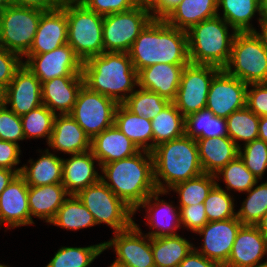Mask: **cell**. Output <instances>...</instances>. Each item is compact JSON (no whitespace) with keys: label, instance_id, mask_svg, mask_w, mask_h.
Wrapping results in <instances>:
<instances>
[{"label":"cell","instance_id":"6da1fadb","mask_svg":"<svg viewBox=\"0 0 267 267\" xmlns=\"http://www.w3.org/2000/svg\"><path fill=\"white\" fill-rule=\"evenodd\" d=\"M137 72L153 64L187 65V32L153 19L139 34L128 52Z\"/></svg>","mask_w":267,"mask_h":267},{"label":"cell","instance_id":"7a4b0ae2","mask_svg":"<svg viewBox=\"0 0 267 267\" xmlns=\"http://www.w3.org/2000/svg\"><path fill=\"white\" fill-rule=\"evenodd\" d=\"M100 169L104 174L100 179L134 213L150 194L157 191L150 151L140 150L133 156L101 165Z\"/></svg>","mask_w":267,"mask_h":267},{"label":"cell","instance_id":"3957f363","mask_svg":"<svg viewBox=\"0 0 267 267\" xmlns=\"http://www.w3.org/2000/svg\"><path fill=\"white\" fill-rule=\"evenodd\" d=\"M84 85L122 104L138 87V72L128 53L103 52L83 62Z\"/></svg>","mask_w":267,"mask_h":267},{"label":"cell","instance_id":"277c9868","mask_svg":"<svg viewBox=\"0 0 267 267\" xmlns=\"http://www.w3.org/2000/svg\"><path fill=\"white\" fill-rule=\"evenodd\" d=\"M151 153L158 191L169 192L174 185L203 173L196 140L186 135L157 145Z\"/></svg>","mask_w":267,"mask_h":267},{"label":"cell","instance_id":"5b68a950","mask_svg":"<svg viewBox=\"0 0 267 267\" xmlns=\"http://www.w3.org/2000/svg\"><path fill=\"white\" fill-rule=\"evenodd\" d=\"M218 14L191 27L187 32L189 62L224 69L231 56L236 31Z\"/></svg>","mask_w":267,"mask_h":267},{"label":"cell","instance_id":"8992f818","mask_svg":"<svg viewBox=\"0 0 267 267\" xmlns=\"http://www.w3.org/2000/svg\"><path fill=\"white\" fill-rule=\"evenodd\" d=\"M68 30L67 44L82 62L104 52V16L87 9L81 2L65 3Z\"/></svg>","mask_w":267,"mask_h":267},{"label":"cell","instance_id":"52a82bcc","mask_svg":"<svg viewBox=\"0 0 267 267\" xmlns=\"http://www.w3.org/2000/svg\"><path fill=\"white\" fill-rule=\"evenodd\" d=\"M224 70L246 84L267 83V50L254 32H237Z\"/></svg>","mask_w":267,"mask_h":267},{"label":"cell","instance_id":"ba28073f","mask_svg":"<svg viewBox=\"0 0 267 267\" xmlns=\"http://www.w3.org/2000/svg\"><path fill=\"white\" fill-rule=\"evenodd\" d=\"M77 197L92 213L96 225L105 223L114 232L129 228L135 221L134 211L128 207L113 191L100 179L98 182L81 190Z\"/></svg>","mask_w":267,"mask_h":267},{"label":"cell","instance_id":"9c48e42d","mask_svg":"<svg viewBox=\"0 0 267 267\" xmlns=\"http://www.w3.org/2000/svg\"><path fill=\"white\" fill-rule=\"evenodd\" d=\"M43 11L9 5L0 13V47L23 58L30 50Z\"/></svg>","mask_w":267,"mask_h":267},{"label":"cell","instance_id":"30bf717a","mask_svg":"<svg viewBox=\"0 0 267 267\" xmlns=\"http://www.w3.org/2000/svg\"><path fill=\"white\" fill-rule=\"evenodd\" d=\"M153 19L150 9L141 5L105 15L102 29L104 52L128 53L135 39Z\"/></svg>","mask_w":267,"mask_h":267},{"label":"cell","instance_id":"8fae6325","mask_svg":"<svg viewBox=\"0 0 267 267\" xmlns=\"http://www.w3.org/2000/svg\"><path fill=\"white\" fill-rule=\"evenodd\" d=\"M118 105L113 99L83 85L69 115L75 119L92 140L106 128L114 125Z\"/></svg>","mask_w":267,"mask_h":267},{"label":"cell","instance_id":"7c38bea8","mask_svg":"<svg viewBox=\"0 0 267 267\" xmlns=\"http://www.w3.org/2000/svg\"><path fill=\"white\" fill-rule=\"evenodd\" d=\"M221 69L211 65L188 63L183 68L173 103L184 117L206 108L210 83Z\"/></svg>","mask_w":267,"mask_h":267},{"label":"cell","instance_id":"4fadbf2b","mask_svg":"<svg viewBox=\"0 0 267 267\" xmlns=\"http://www.w3.org/2000/svg\"><path fill=\"white\" fill-rule=\"evenodd\" d=\"M24 57L27 59L23 64L40 80L41 84L62 76H83V62L68 44L51 52Z\"/></svg>","mask_w":267,"mask_h":267},{"label":"cell","instance_id":"5bb4252c","mask_svg":"<svg viewBox=\"0 0 267 267\" xmlns=\"http://www.w3.org/2000/svg\"><path fill=\"white\" fill-rule=\"evenodd\" d=\"M114 237L106 241L104 250L114 248L116 261L128 267H155L151 250V237L143 235L135 222L127 229L113 232Z\"/></svg>","mask_w":267,"mask_h":267},{"label":"cell","instance_id":"9a60e30c","mask_svg":"<svg viewBox=\"0 0 267 267\" xmlns=\"http://www.w3.org/2000/svg\"><path fill=\"white\" fill-rule=\"evenodd\" d=\"M248 84L221 69L212 79L206 108L215 116L227 118L246 106Z\"/></svg>","mask_w":267,"mask_h":267},{"label":"cell","instance_id":"2e32d148","mask_svg":"<svg viewBox=\"0 0 267 267\" xmlns=\"http://www.w3.org/2000/svg\"><path fill=\"white\" fill-rule=\"evenodd\" d=\"M243 224L237 218L212 221L196 233L203 236V246L196 251L206 258L225 265L228 261L237 233Z\"/></svg>","mask_w":267,"mask_h":267},{"label":"cell","instance_id":"e0dca14e","mask_svg":"<svg viewBox=\"0 0 267 267\" xmlns=\"http://www.w3.org/2000/svg\"><path fill=\"white\" fill-rule=\"evenodd\" d=\"M3 104H10V110L20 117L43 105L42 84L24 64L4 90Z\"/></svg>","mask_w":267,"mask_h":267},{"label":"cell","instance_id":"ac0fdd59","mask_svg":"<svg viewBox=\"0 0 267 267\" xmlns=\"http://www.w3.org/2000/svg\"><path fill=\"white\" fill-rule=\"evenodd\" d=\"M267 255V239L257 225H242L237 233L227 263L224 267H259Z\"/></svg>","mask_w":267,"mask_h":267},{"label":"cell","instance_id":"d6986e66","mask_svg":"<svg viewBox=\"0 0 267 267\" xmlns=\"http://www.w3.org/2000/svg\"><path fill=\"white\" fill-rule=\"evenodd\" d=\"M28 189L25 179L18 174L0 194V226L5 223L8 230L31 225Z\"/></svg>","mask_w":267,"mask_h":267},{"label":"cell","instance_id":"ffe728a7","mask_svg":"<svg viewBox=\"0 0 267 267\" xmlns=\"http://www.w3.org/2000/svg\"><path fill=\"white\" fill-rule=\"evenodd\" d=\"M67 30L68 22L65 13V3L53 10L43 12L33 44L26 55L51 52L67 44Z\"/></svg>","mask_w":267,"mask_h":267},{"label":"cell","instance_id":"44dd1931","mask_svg":"<svg viewBox=\"0 0 267 267\" xmlns=\"http://www.w3.org/2000/svg\"><path fill=\"white\" fill-rule=\"evenodd\" d=\"M167 193L157 190L150 194L137 209L147 208L145 219L148 220L147 223L153 229L147 235L151 238L178 235L176 230L182 227L180 224V210L173 207L174 205L171 203L159 199L160 195H166Z\"/></svg>","mask_w":267,"mask_h":267},{"label":"cell","instance_id":"7402d4cb","mask_svg":"<svg viewBox=\"0 0 267 267\" xmlns=\"http://www.w3.org/2000/svg\"><path fill=\"white\" fill-rule=\"evenodd\" d=\"M84 85L83 76H62L42 83V104L56 115L70 114L78 93Z\"/></svg>","mask_w":267,"mask_h":267},{"label":"cell","instance_id":"603a6c76","mask_svg":"<svg viewBox=\"0 0 267 267\" xmlns=\"http://www.w3.org/2000/svg\"><path fill=\"white\" fill-rule=\"evenodd\" d=\"M62 185L69 195H77L81 190L98 182L100 176L95 169L98 159L89 150L84 153L71 154L69 159H62Z\"/></svg>","mask_w":267,"mask_h":267},{"label":"cell","instance_id":"cb8c5ba5","mask_svg":"<svg viewBox=\"0 0 267 267\" xmlns=\"http://www.w3.org/2000/svg\"><path fill=\"white\" fill-rule=\"evenodd\" d=\"M185 65L153 64L138 72V87L158 93L173 102Z\"/></svg>","mask_w":267,"mask_h":267},{"label":"cell","instance_id":"d4e9b609","mask_svg":"<svg viewBox=\"0 0 267 267\" xmlns=\"http://www.w3.org/2000/svg\"><path fill=\"white\" fill-rule=\"evenodd\" d=\"M53 150L69 155L84 153L91 150V139L69 115L56 114L50 140L47 143Z\"/></svg>","mask_w":267,"mask_h":267},{"label":"cell","instance_id":"484cf974","mask_svg":"<svg viewBox=\"0 0 267 267\" xmlns=\"http://www.w3.org/2000/svg\"><path fill=\"white\" fill-rule=\"evenodd\" d=\"M91 151L98 159V166L118 161L138 153V146L115 125L106 128L91 140Z\"/></svg>","mask_w":267,"mask_h":267},{"label":"cell","instance_id":"4316f807","mask_svg":"<svg viewBox=\"0 0 267 267\" xmlns=\"http://www.w3.org/2000/svg\"><path fill=\"white\" fill-rule=\"evenodd\" d=\"M203 173L215 174L239 155V148L228 137L196 140Z\"/></svg>","mask_w":267,"mask_h":267},{"label":"cell","instance_id":"83f0119b","mask_svg":"<svg viewBox=\"0 0 267 267\" xmlns=\"http://www.w3.org/2000/svg\"><path fill=\"white\" fill-rule=\"evenodd\" d=\"M69 196L62 183L43 185V186H29L28 189V203L31 214V225L35 224L33 217L45 220L50 223L64 200Z\"/></svg>","mask_w":267,"mask_h":267},{"label":"cell","instance_id":"f1b7e54d","mask_svg":"<svg viewBox=\"0 0 267 267\" xmlns=\"http://www.w3.org/2000/svg\"><path fill=\"white\" fill-rule=\"evenodd\" d=\"M218 14L217 0H182L164 21L170 26L188 31L194 25Z\"/></svg>","mask_w":267,"mask_h":267},{"label":"cell","instance_id":"f546056e","mask_svg":"<svg viewBox=\"0 0 267 267\" xmlns=\"http://www.w3.org/2000/svg\"><path fill=\"white\" fill-rule=\"evenodd\" d=\"M63 158L45 149L35 162L30 159L28 165H23L20 175L28 186H43L62 183Z\"/></svg>","mask_w":267,"mask_h":267},{"label":"cell","instance_id":"4dcf8cb0","mask_svg":"<svg viewBox=\"0 0 267 267\" xmlns=\"http://www.w3.org/2000/svg\"><path fill=\"white\" fill-rule=\"evenodd\" d=\"M114 125L140 150L150 152L153 150L152 123L148 118L139 117L129 111L123 104H119L115 112Z\"/></svg>","mask_w":267,"mask_h":267},{"label":"cell","instance_id":"1f68e13d","mask_svg":"<svg viewBox=\"0 0 267 267\" xmlns=\"http://www.w3.org/2000/svg\"><path fill=\"white\" fill-rule=\"evenodd\" d=\"M219 7L223 8V18L236 32H253L255 28L250 21L256 13L258 21L262 17V0H217Z\"/></svg>","mask_w":267,"mask_h":267},{"label":"cell","instance_id":"d6a6232c","mask_svg":"<svg viewBox=\"0 0 267 267\" xmlns=\"http://www.w3.org/2000/svg\"><path fill=\"white\" fill-rule=\"evenodd\" d=\"M194 245L179 234L151 238L155 267H178Z\"/></svg>","mask_w":267,"mask_h":267},{"label":"cell","instance_id":"836d02e7","mask_svg":"<svg viewBox=\"0 0 267 267\" xmlns=\"http://www.w3.org/2000/svg\"><path fill=\"white\" fill-rule=\"evenodd\" d=\"M185 135L195 140L228 136L226 118L203 108L185 117Z\"/></svg>","mask_w":267,"mask_h":267},{"label":"cell","instance_id":"e575fe53","mask_svg":"<svg viewBox=\"0 0 267 267\" xmlns=\"http://www.w3.org/2000/svg\"><path fill=\"white\" fill-rule=\"evenodd\" d=\"M153 130V149L164 142L185 135V117L170 102L163 111L151 120Z\"/></svg>","mask_w":267,"mask_h":267},{"label":"cell","instance_id":"d590c367","mask_svg":"<svg viewBox=\"0 0 267 267\" xmlns=\"http://www.w3.org/2000/svg\"><path fill=\"white\" fill-rule=\"evenodd\" d=\"M50 224L76 231L95 226L96 222L92 213L85 207L77 195H69Z\"/></svg>","mask_w":267,"mask_h":267},{"label":"cell","instance_id":"8d00e7d4","mask_svg":"<svg viewBox=\"0 0 267 267\" xmlns=\"http://www.w3.org/2000/svg\"><path fill=\"white\" fill-rule=\"evenodd\" d=\"M259 120L247 106L234 111L226 118L228 137L237 145H241L239 141H244L245 144L258 139Z\"/></svg>","mask_w":267,"mask_h":267},{"label":"cell","instance_id":"74e56055","mask_svg":"<svg viewBox=\"0 0 267 267\" xmlns=\"http://www.w3.org/2000/svg\"><path fill=\"white\" fill-rule=\"evenodd\" d=\"M216 185L213 174L202 173L194 178L174 185L169 191H175L179 196V210L182 207L204 203L209 192Z\"/></svg>","mask_w":267,"mask_h":267},{"label":"cell","instance_id":"f35d334b","mask_svg":"<svg viewBox=\"0 0 267 267\" xmlns=\"http://www.w3.org/2000/svg\"><path fill=\"white\" fill-rule=\"evenodd\" d=\"M99 243L87 247H61L46 267H89L104 250Z\"/></svg>","mask_w":267,"mask_h":267},{"label":"cell","instance_id":"ab89813d","mask_svg":"<svg viewBox=\"0 0 267 267\" xmlns=\"http://www.w3.org/2000/svg\"><path fill=\"white\" fill-rule=\"evenodd\" d=\"M170 103L158 93L142 89L135 91L122 103L129 111L137 116L152 120Z\"/></svg>","mask_w":267,"mask_h":267},{"label":"cell","instance_id":"60d3db41","mask_svg":"<svg viewBox=\"0 0 267 267\" xmlns=\"http://www.w3.org/2000/svg\"><path fill=\"white\" fill-rule=\"evenodd\" d=\"M257 184L246 192L247 198L236 212V217L243 225H257L267 211V181Z\"/></svg>","mask_w":267,"mask_h":267},{"label":"cell","instance_id":"b9f144b4","mask_svg":"<svg viewBox=\"0 0 267 267\" xmlns=\"http://www.w3.org/2000/svg\"><path fill=\"white\" fill-rule=\"evenodd\" d=\"M216 180L222 175L226 188L237 192H248L257 182L258 178L246 167L239 155L230 161L225 167L214 174Z\"/></svg>","mask_w":267,"mask_h":267},{"label":"cell","instance_id":"7bdbcfd3","mask_svg":"<svg viewBox=\"0 0 267 267\" xmlns=\"http://www.w3.org/2000/svg\"><path fill=\"white\" fill-rule=\"evenodd\" d=\"M55 116L45 105H41L21 116L25 139L46 137L48 143L53 130Z\"/></svg>","mask_w":267,"mask_h":267},{"label":"cell","instance_id":"ee69618b","mask_svg":"<svg viewBox=\"0 0 267 267\" xmlns=\"http://www.w3.org/2000/svg\"><path fill=\"white\" fill-rule=\"evenodd\" d=\"M221 188L218 180L204 200L205 212L209 222L222 221L236 217L233 196Z\"/></svg>","mask_w":267,"mask_h":267},{"label":"cell","instance_id":"f6af8a7d","mask_svg":"<svg viewBox=\"0 0 267 267\" xmlns=\"http://www.w3.org/2000/svg\"><path fill=\"white\" fill-rule=\"evenodd\" d=\"M239 157L258 180L262 179L267 169V143L265 141L256 139L244 144L243 149L239 148Z\"/></svg>","mask_w":267,"mask_h":267},{"label":"cell","instance_id":"bcb514c9","mask_svg":"<svg viewBox=\"0 0 267 267\" xmlns=\"http://www.w3.org/2000/svg\"><path fill=\"white\" fill-rule=\"evenodd\" d=\"M0 140L13 142L25 140L21 117L16 115L7 105L0 107Z\"/></svg>","mask_w":267,"mask_h":267},{"label":"cell","instance_id":"7dc6e473","mask_svg":"<svg viewBox=\"0 0 267 267\" xmlns=\"http://www.w3.org/2000/svg\"><path fill=\"white\" fill-rule=\"evenodd\" d=\"M246 106L258 117L267 116V83L248 84Z\"/></svg>","mask_w":267,"mask_h":267},{"label":"cell","instance_id":"c3c4849f","mask_svg":"<svg viewBox=\"0 0 267 267\" xmlns=\"http://www.w3.org/2000/svg\"><path fill=\"white\" fill-rule=\"evenodd\" d=\"M81 3L87 9L103 16L124 12L137 6L135 0H82Z\"/></svg>","mask_w":267,"mask_h":267},{"label":"cell","instance_id":"681fc988","mask_svg":"<svg viewBox=\"0 0 267 267\" xmlns=\"http://www.w3.org/2000/svg\"><path fill=\"white\" fill-rule=\"evenodd\" d=\"M22 64V58L18 54L0 47V89L4 91L8 87Z\"/></svg>","mask_w":267,"mask_h":267},{"label":"cell","instance_id":"f907efd6","mask_svg":"<svg viewBox=\"0 0 267 267\" xmlns=\"http://www.w3.org/2000/svg\"><path fill=\"white\" fill-rule=\"evenodd\" d=\"M208 222L204 203L189 205L180 209V224L194 233Z\"/></svg>","mask_w":267,"mask_h":267},{"label":"cell","instance_id":"816d5d0a","mask_svg":"<svg viewBox=\"0 0 267 267\" xmlns=\"http://www.w3.org/2000/svg\"><path fill=\"white\" fill-rule=\"evenodd\" d=\"M20 154L21 150L19 145L13 142L0 140V168L21 171L22 167H15L20 163Z\"/></svg>","mask_w":267,"mask_h":267},{"label":"cell","instance_id":"f5cc1de1","mask_svg":"<svg viewBox=\"0 0 267 267\" xmlns=\"http://www.w3.org/2000/svg\"><path fill=\"white\" fill-rule=\"evenodd\" d=\"M178 267H224V265L206 258L193 248Z\"/></svg>","mask_w":267,"mask_h":267},{"label":"cell","instance_id":"db71d44e","mask_svg":"<svg viewBox=\"0 0 267 267\" xmlns=\"http://www.w3.org/2000/svg\"><path fill=\"white\" fill-rule=\"evenodd\" d=\"M182 0H156L150 7L154 19H165Z\"/></svg>","mask_w":267,"mask_h":267},{"label":"cell","instance_id":"11a10c76","mask_svg":"<svg viewBox=\"0 0 267 267\" xmlns=\"http://www.w3.org/2000/svg\"><path fill=\"white\" fill-rule=\"evenodd\" d=\"M11 5L49 11L57 8L59 4L55 0H10Z\"/></svg>","mask_w":267,"mask_h":267},{"label":"cell","instance_id":"9f6ffc18","mask_svg":"<svg viewBox=\"0 0 267 267\" xmlns=\"http://www.w3.org/2000/svg\"><path fill=\"white\" fill-rule=\"evenodd\" d=\"M21 171H13L6 168H0V194L8 186V184L18 175Z\"/></svg>","mask_w":267,"mask_h":267},{"label":"cell","instance_id":"6f0895ef","mask_svg":"<svg viewBox=\"0 0 267 267\" xmlns=\"http://www.w3.org/2000/svg\"><path fill=\"white\" fill-rule=\"evenodd\" d=\"M261 32H257L255 29L253 32L261 41L263 47L267 50V16L262 15L261 19L259 20Z\"/></svg>","mask_w":267,"mask_h":267},{"label":"cell","instance_id":"680465c9","mask_svg":"<svg viewBox=\"0 0 267 267\" xmlns=\"http://www.w3.org/2000/svg\"><path fill=\"white\" fill-rule=\"evenodd\" d=\"M258 139L267 143V116L260 117Z\"/></svg>","mask_w":267,"mask_h":267},{"label":"cell","instance_id":"91938a15","mask_svg":"<svg viewBox=\"0 0 267 267\" xmlns=\"http://www.w3.org/2000/svg\"><path fill=\"white\" fill-rule=\"evenodd\" d=\"M257 227L259 228L260 232L264 235V237L267 239V211L263 215L261 221L257 224Z\"/></svg>","mask_w":267,"mask_h":267},{"label":"cell","instance_id":"94428289","mask_svg":"<svg viewBox=\"0 0 267 267\" xmlns=\"http://www.w3.org/2000/svg\"><path fill=\"white\" fill-rule=\"evenodd\" d=\"M156 0H135L137 5L150 7Z\"/></svg>","mask_w":267,"mask_h":267},{"label":"cell","instance_id":"6125c7cd","mask_svg":"<svg viewBox=\"0 0 267 267\" xmlns=\"http://www.w3.org/2000/svg\"><path fill=\"white\" fill-rule=\"evenodd\" d=\"M10 0H0V13L10 5Z\"/></svg>","mask_w":267,"mask_h":267},{"label":"cell","instance_id":"be15d7a7","mask_svg":"<svg viewBox=\"0 0 267 267\" xmlns=\"http://www.w3.org/2000/svg\"><path fill=\"white\" fill-rule=\"evenodd\" d=\"M59 5L64 3H75V2H81L82 0H55Z\"/></svg>","mask_w":267,"mask_h":267},{"label":"cell","instance_id":"e7e4bbea","mask_svg":"<svg viewBox=\"0 0 267 267\" xmlns=\"http://www.w3.org/2000/svg\"><path fill=\"white\" fill-rule=\"evenodd\" d=\"M262 14L267 16V0H262Z\"/></svg>","mask_w":267,"mask_h":267},{"label":"cell","instance_id":"03108f58","mask_svg":"<svg viewBox=\"0 0 267 267\" xmlns=\"http://www.w3.org/2000/svg\"><path fill=\"white\" fill-rule=\"evenodd\" d=\"M109 267H128V266H126L125 264L120 263V262H118V261L115 260V261L111 264V266H109Z\"/></svg>","mask_w":267,"mask_h":267},{"label":"cell","instance_id":"003e7915","mask_svg":"<svg viewBox=\"0 0 267 267\" xmlns=\"http://www.w3.org/2000/svg\"><path fill=\"white\" fill-rule=\"evenodd\" d=\"M4 100V91L0 89V107L3 105Z\"/></svg>","mask_w":267,"mask_h":267},{"label":"cell","instance_id":"a7ac6f4b","mask_svg":"<svg viewBox=\"0 0 267 267\" xmlns=\"http://www.w3.org/2000/svg\"><path fill=\"white\" fill-rule=\"evenodd\" d=\"M0 267H9V266H7V265H5V264H0Z\"/></svg>","mask_w":267,"mask_h":267}]
</instances>
